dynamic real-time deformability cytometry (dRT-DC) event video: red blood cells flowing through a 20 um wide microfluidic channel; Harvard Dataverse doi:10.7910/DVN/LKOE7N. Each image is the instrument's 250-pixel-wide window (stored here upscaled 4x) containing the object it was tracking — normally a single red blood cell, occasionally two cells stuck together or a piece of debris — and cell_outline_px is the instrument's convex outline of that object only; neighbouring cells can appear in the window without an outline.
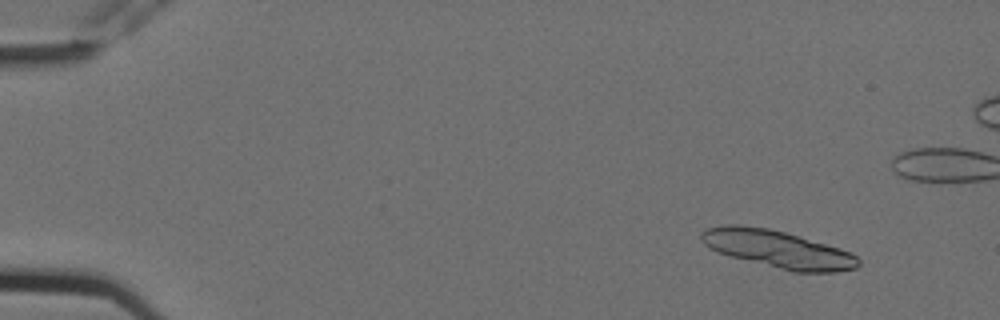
{"species": "Egyptian fruit bat (a non-hibernating species)", "species_latin": "Rousettus aegyptiacus", "temperature_condition": "cold", "stored_images_in_passage": 6, "camera_frame_rate_fps": 3000, "um_per_image_px": 0.085, "animal": {"sex": "female"}, "frame": {"image": 1, "passage_image": 2, "time_ms": 0.333, "image_size_px": [1000, 320], "cell_outline_px": [[860, 264], [856, 268], [836, 272], [792, 272], [728, 256], [716, 252], [704, 244], [700, 240], [700, 232], [708, 228], [724, 224], [740, 224], [768, 228], [784, 232], [840, 248], [852, 252], [860, 260]], "centroid_in_image_um": [66.08, 21.18], "position_along_channel_um": 18.9, "area_um2": 34.56}}